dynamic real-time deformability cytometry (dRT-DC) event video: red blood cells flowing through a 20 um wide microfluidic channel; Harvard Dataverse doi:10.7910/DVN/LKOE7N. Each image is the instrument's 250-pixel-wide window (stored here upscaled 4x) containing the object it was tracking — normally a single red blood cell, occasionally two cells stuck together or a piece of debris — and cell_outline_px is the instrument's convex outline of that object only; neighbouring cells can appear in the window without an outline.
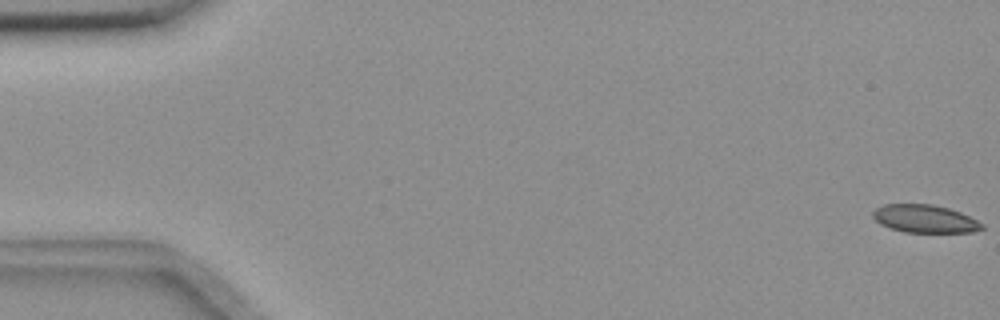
{"species": "common noctule bat (a hibernating species)", "species_latin": "Nyctalus noctula", "temperature_condition": "room temperature", "stored_images_in_passage": 8, "camera_frame_rate_fps": 3000, "um_per_image_px": 0.085, "animal": {"sex": "female", "body_mass_g": 18.4}, "frame": {"image": 1, "passage_image": 1, "time_ms": 0.0, "image_size_px": [1000, 320], "cell_outline_px": [[984, 228], [972, 232], [904, 232], [880, 224], [872, 216], [872, 212], [876, 208], [884, 204], [932, 204], [948, 208], [960, 212], [984, 224]], "centroid_in_image_um": [78.6, 18.59], "position_along_channel_um": 6.4, "area_um2": 17.63}}
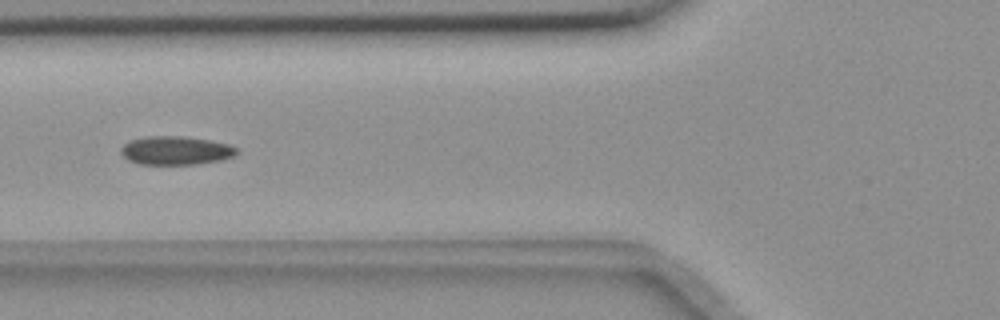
{"frame": {"image": 2, "passage_image": 7, "time_ms": 2.0, "image_size_px": [1000, 320], "cell_outline_px": [[240, 152], [224, 160], [196, 164], [140, 164], [128, 160], [120, 152], [120, 148], [124, 144], [132, 140], [148, 136], [184, 136], [208, 140], [228, 144], [236, 148]], "centroid_in_image_um": [14.95, 12.8], "position_along_channel_um": 110.8, "area_um2": 19.25}}
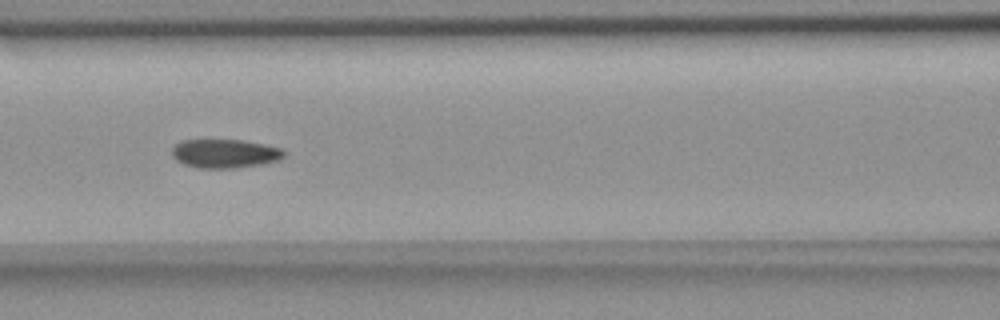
{"frame": {"image": 3, "passage_image": 8, "time_ms": 2.333, "image_size_px": [1000, 320], "cell_outline_px": [[284, 156], [280, 160], [260, 164], [236, 168], [196, 168], [184, 164], [176, 160], [172, 156], [172, 148], [180, 140], [244, 140], [284, 148]], "centroid_in_image_um": [19.12, 13.05], "position_along_channel_um": 147.5, "area_um2": 18.96}}